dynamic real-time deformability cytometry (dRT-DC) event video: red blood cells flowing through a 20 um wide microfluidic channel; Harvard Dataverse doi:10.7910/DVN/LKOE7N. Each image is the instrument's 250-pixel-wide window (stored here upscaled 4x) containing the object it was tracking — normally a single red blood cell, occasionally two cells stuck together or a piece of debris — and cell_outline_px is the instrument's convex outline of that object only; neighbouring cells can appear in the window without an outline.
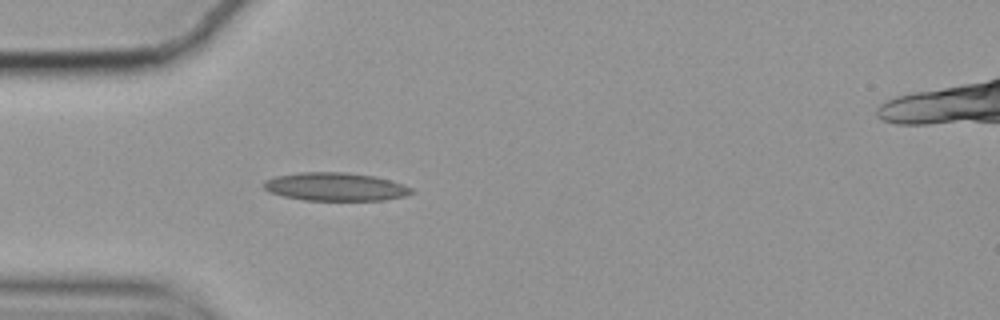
{"species": "common noctule bat (a hibernating species)", "species_latin": "Nyctalus noctula", "temperature_condition": "cold", "stored_images_in_passage": 24, "camera_frame_rate_fps": 3000, "um_per_image_px": 0.085, "animal": {"sex": "female", "body_mass_g": 19.9}, "frame": {"image": 1, "passage_image": 1, "time_ms": 0.0, "image_size_px": [1000, 320], "cell_outline_px": [[416, 192], [404, 196], [384, 200], [304, 200], [284, 196], [268, 192], [260, 184], [264, 180], [276, 176], [300, 172], [344, 172], [376, 176], [404, 184], [412, 188]], "centroid_in_image_um": [28.5, 15.87], "position_along_channel_um": 56.5, "area_um2": 24.51}}
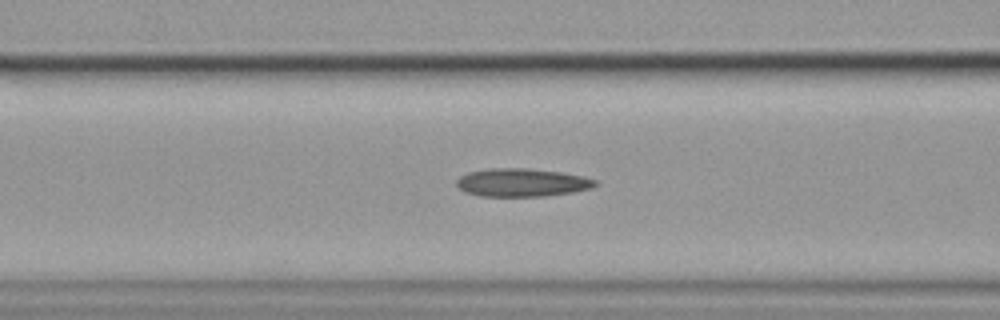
{"frame": {"image": 2, "passage_image": 7, "time_ms": 2.0, "image_size_px": [1000, 320], "cell_outline_px": [[600, 184], [592, 188], [572, 192], [548, 196], [480, 196], [464, 192], [456, 184], [456, 180], [460, 176], [468, 172], [488, 168], [528, 168], [560, 172], [584, 176], [596, 180]], "centroid_in_image_um": [44.38, 15.51], "position_along_channel_um": 122.2, "area_um2": 22.95}}
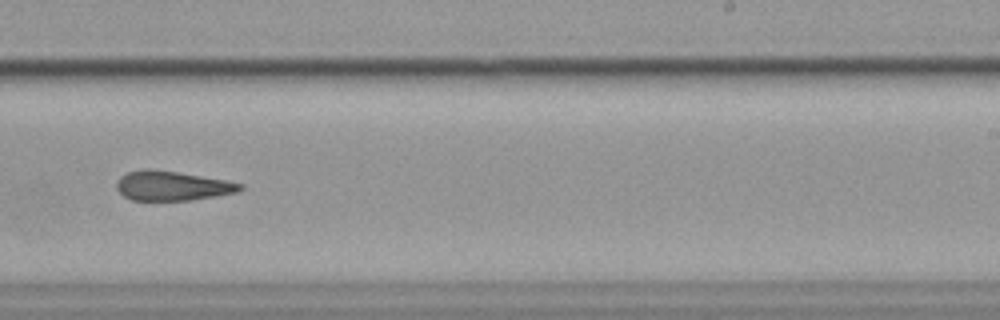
{"frame": {"image": 3, "passage_image": 20, "time_ms": 6.333, "image_size_px": [1000, 320], "cell_outline_px": [[244, 188], [236, 192], [216, 196], [188, 200], [132, 200], [124, 196], [116, 188], [116, 180], [120, 176], [128, 172], [148, 168], [176, 172], [224, 180], [244, 184]], "centroid_in_image_um": [14.6, 15.79], "position_along_channel_um": 274.4, "area_um2": 21.04}, "authors_computed_cell_mechanics": {"area_um2": 22.3975, "velocity_mm_per_s": 3.5156, "shape_relaxation_time_tau1_ms": 9.3509, "shape_relaxation_time_tau2_ms": 10.539, "deformation_change_tau1": 0.1428, "deformation_change_tau2": 0.2391}}